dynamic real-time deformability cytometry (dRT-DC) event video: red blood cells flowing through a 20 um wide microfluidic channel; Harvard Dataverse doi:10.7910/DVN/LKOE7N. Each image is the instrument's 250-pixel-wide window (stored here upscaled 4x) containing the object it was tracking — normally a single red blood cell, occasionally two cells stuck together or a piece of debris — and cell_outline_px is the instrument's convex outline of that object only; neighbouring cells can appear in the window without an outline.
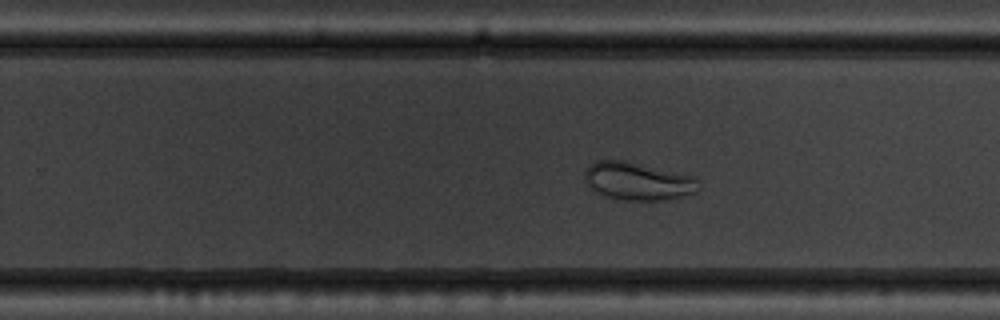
{"species": "common noctule bat (a hibernating species)", "species_latin": "Nyctalus noctula", "temperature_condition": "warm", "stored_images_in_passage": 44, "camera_frame_rate_fps": 3000, "um_per_image_px": 0.085, "animal": {"sex": "male", "body_mass_g": 19.5, "forearm_length_mm": 54.6}, "frame": {"image": 1, "passage_image": 24, "time_ms": 7.667, "image_size_px": [1000, 320], "cell_outline_px": [[696, 192], [664, 200], [628, 200], [604, 196], [596, 192], [588, 184], [584, 176], [584, 172], [596, 160], [624, 160], [692, 176], [696, 180]], "centroid_in_image_um": [54.16, 15.4], "position_along_channel_um": 275.6, "area_um2": 24.51}}
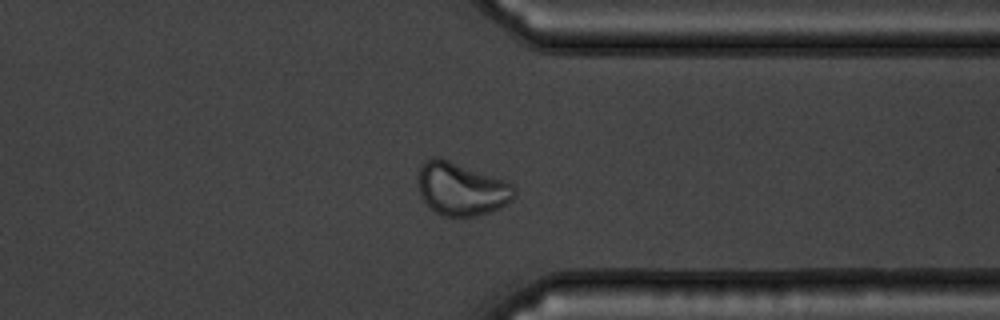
{"frame": {"image": 2, "passage_image": 32, "time_ms": 10.333, "image_size_px": [1000, 320], "cell_outline_px": [[516, 196], [512, 200], [500, 208], [476, 216], [444, 216], [436, 212], [420, 196], [416, 180], [420, 168], [432, 156], [436, 156], [448, 160], [504, 180], [512, 184], [516, 192]], "centroid_in_image_um": [39.21, 16.07], "position_along_channel_um": 372.2, "area_um2": 29.48}}
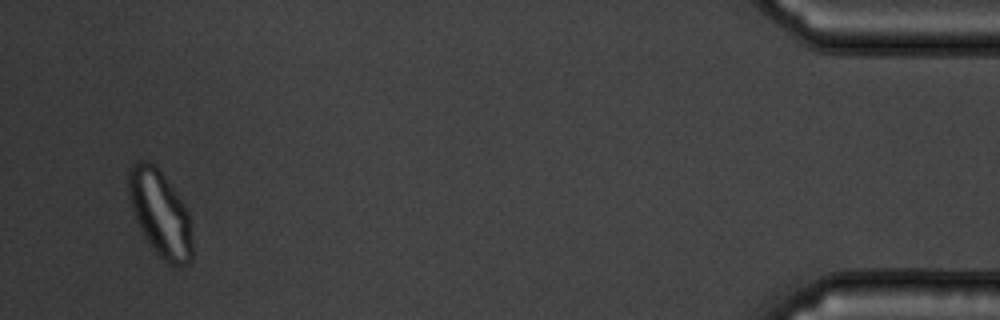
{"frame": {"image": 3, "passage_image": 42, "time_ms": 13.667, "image_size_px": [1000, 320], "cell_outline_px": [[192, 260], [188, 264], [180, 268], [172, 268], [164, 264], [144, 236], [136, 220], [132, 208], [128, 192], [128, 168], [136, 160], [148, 160], [156, 164], [176, 192], [188, 212], [192, 240]], "centroid_in_image_um": [13.62, 18.18], "position_along_channel_um": 421.6, "area_um2": 32.6}, "authors_computed_cell_mechanics": {"area_um2": 29.478, "velocity_mm_per_s": 3.6674, "shape_relaxation_time_tau1_ms": 7.5262, "shape_relaxation_time_tau2_ms": 1.1928, "deformation_change_tau1": 0.1204, "deformation_change_tau2": 0.0538}}